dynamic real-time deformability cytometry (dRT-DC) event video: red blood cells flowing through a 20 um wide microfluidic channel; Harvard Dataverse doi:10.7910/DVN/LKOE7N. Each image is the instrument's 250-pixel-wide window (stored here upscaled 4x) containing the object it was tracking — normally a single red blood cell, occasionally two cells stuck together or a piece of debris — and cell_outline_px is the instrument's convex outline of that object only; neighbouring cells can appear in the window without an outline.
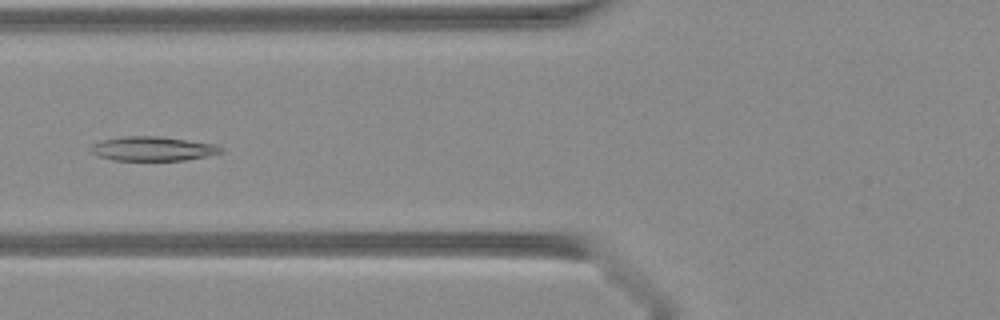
{"species": "Egyptian fruit bat (a non-hibernating species)", "species_latin": "Rousettus aegyptiacus", "temperature_condition": "warm", "stored_images_in_passage": 42, "camera_frame_rate_fps": 3000, "um_per_image_px": 0.085, "animal": {"sex": "female"}, "frame": {"image": 1, "passage_image": 17, "time_ms": 5.333, "image_size_px": [1000, 320], "cell_outline_px": [[224, 148], [220, 152], [208, 156], [184, 160], [112, 160], [100, 156], [92, 152], [88, 148], [92, 144], [100, 140], [124, 136], [156, 136], [216, 144]], "centroid_in_image_um": [12.96, 12.63], "position_along_channel_um": 112.8, "area_um2": 18.32}}
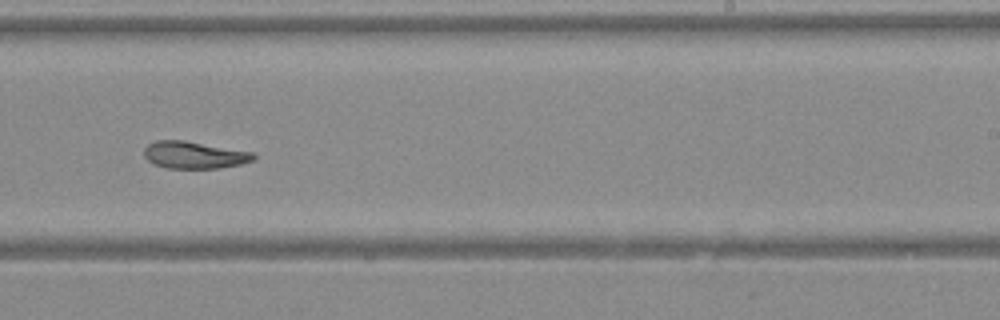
{"frame": {"image": 2, "passage_image": 27, "time_ms": 8.667, "image_size_px": [1000, 320], "cell_outline_px": [[256, 156], [252, 160], [240, 164], [220, 168], [168, 168], [152, 164], [144, 156], [144, 148], [148, 144], [156, 140], [184, 140], [256, 152]], "centroid_in_image_um": [16.51, 13.16], "position_along_channel_um": 272.5, "area_um2": 17.46}}
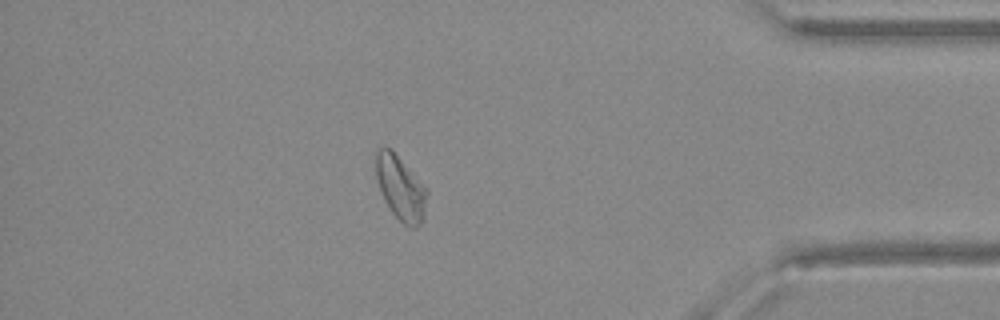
{"frame": {"image": 3, "passage_image": 37, "time_ms": 12.0, "image_size_px": [1000, 320], "cell_outline_px": [[428, 192], [424, 220], [416, 228], [412, 228], [404, 224], [392, 212], [384, 200], [376, 180], [376, 152], [380, 148], [392, 148], [428, 188]], "centroid_in_image_um": [34.08, 15.97], "position_along_channel_um": 401.1, "area_um2": 19.48}}